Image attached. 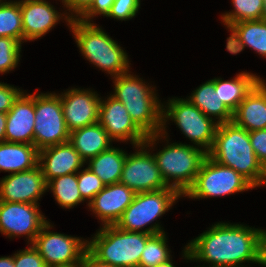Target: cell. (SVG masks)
I'll list each match as a JSON object with an SVG mask.
<instances>
[{
	"mask_svg": "<svg viewBox=\"0 0 266 267\" xmlns=\"http://www.w3.org/2000/svg\"><path fill=\"white\" fill-rule=\"evenodd\" d=\"M207 229L185 245L182 259L213 266L246 267L245 263H251L266 267L265 229L229 221Z\"/></svg>",
	"mask_w": 266,
	"mask_h": 267,
	"instance_id": "obj_1",
	"label": "cell"
},
{
	"mask_svg": "<svg viewBox=\"0 0 266 267\" xmlns=\"http://www.w3.org/2000/svg\"><path fill=\"white\" fill-rule=\"evenodd\" d=\"M207 155L240 173L255 188L266 186V168L255 155L248 131L233 122L218 124Z\"/></svg>",
	"mask_w": 266,
	"mask_h": 267,
	"instance_id": "obj_2",
	"label": "cell"
},
{
	"mask_svg": "<svg viewBox=\"0 0 266 267\" xmlns=\"http://www.w3.org/2000/svg\"><path fill=\"white\" fill-rule=\"evenodd\" d=\"M129 70L112 77L111 96L122 102L134 123L146 134L159 133L162 129V104L156 86L150 85ZM113 93V94H112Z\"/></svg>",
	"mask_w": 266,
	"mask_h": 267,
	"instance_id": "obj_3",
	"label": "cell"
},
{
	"mask_svg": "<svg viewBox=\"0 0 266 267\" xmlns=\"http://www.w3.org/2000/svg\"><path fill=\"white\" fill-rule=\"evenodd\" d=\"M82 56L110 77L131 70L128 53L96 23L72 19L68 26Z\"/></svg>",
	"mask_w": 266,
	"mask_h": 267,
	"instance_id": "obj_4",
	"label": "cell"
},
{
	"mask_svg": "<svg viewBox=\"0 0 266 267\" xmlns=\"http://www.w3.org/2000/svg\"><path fill=\"white\" fill-rule=\"evenodd\" d=\"M169 137L168 129L162 128L159 141H166L165 146L152 154L165 183L184 195L194 184L207 152L191 144L169 142Z\"/></svg>",
	"mask_w": 266,
	"mask_h": 267,
	"instance_id": "obj_5",
	"label": "cell"
},
{
	"mask_svg": "<svg viewBox=\"0 0 266 267\" xmlns=\"http://www.w3.org/2000/svg\"><path fill=\"white\" fill-rule=\"evenodd\" d=\"M91 236L87 239L88 251L99 261L113 267H139L142 251L152 235L104 225Z\"/></svg>",
	"mask_w": 266,
	"mask_h": 267,
	"instance_id": "obj_6",
	"label": "cell"
},
{
	"mask_svg": "<svg viewBox=\"0 0 266 267\" xmlns=\"http://www.w3.org/2000/svg\"><path fill=\"white\" fill-rule=\"evenodd\" d=\"M182 197L183 195L172 187L136 193L115 226L121 230L151 235L163 233L164 228L157 219L173 208L172 206Z\"/></svg>",
	"mask_w": 266,
	"mask_h": 267,
	"instance_id": "obj_7",
	"label": "cell"
},
{
	"mask_svg": "<svg viewBox=\"0 0 266 267\" xmlns=\"http://www.w3.org/2000/svg\"><path fill=\"white\" fill-rule=\"evenodd\" d=\"M162 104V128L174 122L193 146L209 152L213 146L217 122L204 115L189 99L172 97Z\"/></svg>",
	"mask_w": 266,
	"mask_h": 267,
	"instance_id": "obj_8",
	"label": "cell"
},
{
	"mask_svg": "<svg viewBox=\"0 0 266 267\" xmlns=\"http://www.w3.org/2000/svg\"><path fill=\"white\" fill-rule=\"evenodd\" d=\"M256 189L245 177L232 169L219 164L208 155L203 161L194 184L183 197L210 199L242 193Z\"/></svg>",
	"mask_w": 266,
	"mask_h": 267,
	"instance_id": "obj_9",
	"label": "cell"
},
{
	"mask_svg": "<svg viewBox=\"0 0 266 267\" xmlns=\"http://www.w3.org/2000/svg\"><path fill=\"white\" fill-rule=\"evenodd\" d=\"M159 143V133L147 135L141 145L133 146L135 152L127 153L120 183L135 193L150 192L169 188L152 154ZM151 151V152H150Z\"/></svg>",
	"mask_w": 266,
	"mask_h": 267,
	"instance_id": "obj_10",
	"label": "cell"
},
{
	"mask_svg": "<svg viewBox=\"0 0 266 267\" xmlns=\"http://www.w3.org/2000/svg\"><path fill=\"white\" fill-rule=\"evenodd\" d=\"M34 108V146L38 150L69 141L59 93L35 92Z\"/></svg>",
	"mask_w": 266,
	"mask_h": 267,
	"instance_id": "obj_11",
	"label": "cell"
},
{
	"mask_svg": "<svg viewBox=\"0 0 266 267\" xmlns=\"http://www.w3.org/2000/svg\"><path fill=\"white\" fill-rule=\"evenodd\" d=\"M54 224L49 220L36 235L32 245L48 267H79L88 250V240L50 231Z\"/></svg>",
	"mask_w": 266,
	"mask_h": 267,
	"instance_id": "obj_12",
	"label": "cell"
},
{
	"mask_svg": "<svg viewBox=\"0 0 266 267\" xmlns=\"http://www.w3.org/2000/svg\"><path fill=\"white\" fill-rule=\"evenodd\" d=\"M47 221L39 205L0 201V233L9 239L25 236L29 246Z\"/></svg>",
	"mask_w": 266,
	"mask_h": 267,
	"instance_id": "obj_13",
	"label": "cell"
},
{
	"mask_svg": "<svg viewBox=\"0 0 266 267\" xmlns=\"http://www.w3.org/2000/svg\"><path fill=\"white\" fill-rule=\"evenodd\" d=\"M102 98L98 123L108 136L114 142H130L132 147L143 144L147 135L134 123L123 103L111 95Z\"/></svg>",
	"mask_w": 266,
	"mask_h": 267,
	"instance_id": "obj_14",
	"label": "cell"
},
{
	"mask_svg": "<svg viewBox=\"0 0 266 267\" xmlns=\"http://www.w3.org/2000/svg\"><path fill=\"white\" fill-rule=\"evenodd\" d=\"M59 95L70 132L98 123L101 96L96 91L91 88L71 87Z\"/></svg>",
	"mask_w": 266,
	"mask_h": 267,
	"instance_id": "obj_15",
	"label": "cell"
},
{
	"mask_svg": "<svg viewBox=\"0 0 266 267\" xmlns=\"http://www.w3.org/2000/svg\"><path fill=\"white\" fill-rule=\"evenodd\" d=\"M47 0H20L21 18L23 25V43L35 41L45 36L64 20L67 26L72 18L66 11L59 12L56 6Z\"/></svg>",
	"mask_w": 266,
	"mask_h": 267,
	"instance_id": "obj_16",
	"label": "cell"
},
{
	"mask_svg": "<svg viewBox=\"0 0 266 267\" xmlns=\"http://www.w3.org/2000/svg\"><path fill=\"white\" fill-rule=\"evenodd\" d=\"M47 192V182L39 165L0 178V201L40 205L38 201Z\"/></svg>",
	"mask_w": 266,
	"mask_h": 267,
	"instance_id": "obj_17",
	"label": "cell"
},
{
	"mask_svg": "<svg viewBox=\"0 0 266 267\" xmlns=\"http://www.w3.org/2000/svg\"><path fill=\"white\" fill-rule=\"evenodd\" d=\"M135 192L119 183L105 187L88 204V209L101 221L100 226L115 225L132 203Z\"/></svg>",
	"mask_w": 266,
	"mask_h": 267,
	"instance_id": "obj_18",
	"label": "cell"
},
{
	"mask_svg": "<svg viewBox=\"0 0 266 267\" xmlns=\"http://www.w3.org/2000/svg\"><path fill=\"white\" fill-rule=\"evenodd\" d=\"M6 116L5 141L34 145V93L25 90Z\"/></svg>",
	"mask_w": 266,
	"mask_h": 267,
	"instance_id": "obj_19",
	"label": "cell"
},
{
	"mask_svg": "<svg viewBox=\"0 0 266 267\" xmlns=\"http://www.w3.org/2000/svg\"><path fill=\"white\" fill-rule=\"evenodd\" d=\"M38 165L48 182L58 176L77 173L86 164L68 141L39 150Z\"/></svg>",
	"mask_w": 266,
	"mask_h": 267,
	"instance_id": "obj_20",
	"label": "cell"
},
{
	"mask_svg": "<svg viewBox=\"0 0 266 267\" xmlns=\"http://www.w3.org/2000/svg\"><path fill=\"white\" fill-rule=\"evenodd\" d=\"M232 122L251 132L266 129V81L261 79L233 112Z\"/></svg>",
	"mask_w": 266,
	"mask_h": 267,
	"instance_id": "obj_21",
	"label": "cell"
},
{
	"mask_svg": "<svg viewBox=\"0 0 266 267\" xmlns=\"http://www.w3.org/2000/svg\"><path fill=\"white\" fill-rule=\"evenodd\" d=\"M69 142L86 163L90 158L109 149L114 141L99 123H95L71 131Z\"/></svg>",
	"mask_w": 266,
	"mask_h": 267,
	"instance_id": "obj_22",
	"label": "cell"
},
{
	"mask_svg": "<svg viewBox=\"0 0 266 267\" xmlns=\"http://www.w3.org/2000/svg\"><path fill=\"white\" fill-rule=\"evenodd\" d=\"M187 97L204 115L212 118L217 124L232 122L233 113L215 90V77L202 83Z\"/></svg>",
	"mask_w": 266,
	"mask_h": 267,
	"instance_id": "obj_23",
	"label": "cell"
},
{
	"mask_svg": "<svg viewBox=\"0 0 266 267\" xmlns=\"http://www.w3.org/2000/svg\"><path fill=\"white\" fill-rule=\"evenodd\" d=\"M39 150L31 144L0 143V172L9 174L30 170L38 165Z\"/></svg>",
	"mask_w": 266,
	"mask_h": 267,
	"instance_id": "obj_24",
	"label": "cell"
},
{
	"mask_svg": "<svg viewBox=\"0 0 266 267\" xmlns=\"http://www.w3.org/2000/svg\"><path fill=\"white\" fill-rule=\"evenodd\" d=\"M252 72L241 71L230 80L215 77V90L227 108L233 113L252 88L261 80Z\"/></svg>",
	"mask_w": 266,
	"mask_h": 267,
	"instance_id": "obj_25",
	"label": "cell"
},
{
	"mask_svg": "<svg viewBox=\"0 0 266 267\" xmlns=\"http://www.w3.org/2000/svg\"><path fill=\"white\" fill-rule=\"evenodd\" d=\"M126 155L125 150L112 145L85 164L105 185L115 184L120 182Z\"/></svg>",
	"mask_w": 266,
	"mask_h": 267,
	"instance_id": "obj_26",
	"label": "cell"
},
{
	"mask_svg": "<svg viewBox=\"0 0 266 267\" xmlns=\"http://www.w3.org/2000/svg\"><path fill=\"white\" fill-rule=\"evenodd\" d=\"M51 191L57 204L63 209H73L85 202L78 188L77 173L58 176L47 182V192Z\"/></svg>",
	"mask_w": 266,
	"mask_h": 267,
	"instance_id": "obj_27",
	"label": "cell"
},
{
	"mask_svg": "<svg viewBox=\"0 0 266 267\" xmlns=\"http://www.w3.org/2000/svg\"><path fill=\"white\" fill-rule=\"evenodd\" d=\"M245 47L266 58V21L246 20L232 24Z\"/></svg>",
	"mask_w": 266,
	"mask_h": 267,
	"instance_id": "obj_28",
	"label": "cell"
},
{
	"mask_svg": "<svg viewBox=\"0 0 266 267\" xmlns=\"http://www.w3.org/2000/svg\"><path fill=\"white\" fill-rule=\"evenodd\" d=\"M0 37H10L23 44L20 0L0 1Z\"/></svg>",
	"mask_w": 266,
	"mask_h": 267,
	"instance_id": "obj_29",
	"label": "cell"
},
{
	"mask_svg": "<svg viewBox=\"0 0 266 267\" xmlns=\"http://www.w3.org/2000/svg\"><path fill=\"white\" fill-rule=\"evenodd\" d=\"M166 232L152 235L146 242L139 261V267H154L172 258L167 244Z\"/></svg>",
	"mask_w": 266,
	"mask_h": 267,
	"instance_id": "obj_30",
	"label": "cell"
},
{
	"mask_svg": "<svg viewBox=\"0 0 266 267\" xmlns=\"http://www.w3.org/2000/svg\"><path fill=\"white\" fill-rule=\"evenodd\" d=\"M232 11L221 14V22L233 24L246 20H260L263 0H231Z\"/></svg>",
	"mask_w": 266,
	"mask_h": 267,
	"instance_id": "obj_31",
	"label": "cell"
},
{
	"mask_svg": "<svg viewBox=\"0 0 266 267\" xmlns=\"http://www.w3.org/2000/svg\"><path fill=\"white\" fill-rule=\"evenodd\" d=\"M22 43L10 37H0V74L14 71L20 64ZM14 69V70H13Z\"/></svg>",
	"mask_w": 266,
	"mask_h": 267,
	"instance_id": "obj_32",
	"label": "cell"
},
{
	"mask_svg": "<svg viewBox=\"0 0 266 267\" xmlns=\"http://www.w3.org/2000/svg\"><path fill=\"white\" fill-rule=\"evenodd\" d=\"M78 188L82 199L88 204L105 187L101 179L93 173L88 167L77 172Z\"/></svg>",
	"mask_w": 266,
	"mask_h": 267,
	"instance_id": "obj_33",
	"label": "cell"
},
{
	"mask_svg": "<svg viewBox=\"0 0 266 267\" xmlns=\"http://www.w3.org/2000/svg\"><path fill=\"white\" fill-rule=\"evenodd\" d=\"M140 6V0H115L107 17L117 21H128L135 18Z\"/></svg>",
	"mask_w": 266,
	"mask_h": 267,
	"instance_id": "obj_34",
	"label": "cell"
},
{
	"mask_svg": "<svg viewBox=\"0 0 266 267\" xmlns=\"http://www.w3.org/2000/svg\"><path fill=\"white\" fill-rule=\"evenodd\" d=\"M15 267H48L32 244L13 254Z\"/></svg>",
	"mask_w": 266,
	"mask_h": 267,
	"instance_id": "obj_35",
	"label": "cell"
},
{
	"mask_svg": "<svg viewBox=\"0 0 266 267\" xmlns=\"http://www.w3.org/2000/svg\"><path fill=\"white\" fill-rule=\"evenodd\" d=\"M25 90L0 82V113H7Z\"/></svg>",
	"mask_w": 266,
	"mask_h": 267,
	"instance_id": "obj_36",
	"label": "cell"
},
{
	"mask_svg": "<svg viewBox=\"0 0 266 267\" xmlns=\"http://www.w3.org/2000/svg\"><path fill=\"white\" fill-rule=\"evenodd\" d=\"M114 1L115 0H93L90 7L78 19L85 23H94L93 18L101 15L107 17Z\"/></svg>",
	"mask_w": 266,
	"mask_h": 267,
	"instance_id": "obj_37",
	"label": "cell"
},
{
	"mask_svg": "<svg viewBox=\"0 0 266 267\" xmlns=\"http://www.w3.org/2000/svg\"><path fill=\"white\" fill-rule=\"evenodd\" d=\"M248 134L255 155L266 168V129L251 131Z\"/></svg>",
	"mask_w": 266,
	"mask_h": 267,
	"instance_id": "obj_38",
	"label": "cell"
},
{
	"mask_svg": "<svg viewBox=\"0 0 266 267\" xmlns=\"http://www.w3.org/2000/svg\"><path fill=\"white\" fill-rule=\"evenodd\" d=\"M93 0H65L62 7L72 19H78L92 4ZM67 9V10H66Z\"/></svg>",
	"mask_w": 266,
	"mask_h": 267,
	"instance_id": "obj_39",
	"label": "cell"
},
{
	"mask_svg": "<svg viewBox=\"0 0 266 267\" xmlns=\"http://www.w3.org/2000/svg\"><path fill=\"white\" fill-rule=\"evenodd\" d=\"M221 23H223V25L226 27V29H228V31L230 32V36L226 40L227 41V43H226L227 52H229L232 55L239 54L246 47L242 43V41L238 35V31L236 30V28L232 24H228V23H224V22H221Z\"/></svg>",
	"mask_w": 266,
	"mask_h": 267,
	"instance_id": "obj_40",
	"label": "cell"
},
{
	"mask_svg": "<svg viewBox=\"0 0 266 267\" xmlns=\"http://www.w3.org/2000/svg\"><path fill=\"white\" fill-rule=\"evenodd\" d=\"M79 267H113L110 264L99 261L88 250L82 256Z\"/></svg>",
	"mask_w": 266,
	"mask_h": 267,
	"instance_id": "obj_41",
	"label": "cell"
},
{
	"mask_svg": "<svg viewBox=\"0 0 266 267\" xmlns=\"http://www.w3.org/2000/svg\"><path fill=\"white\" fill-rule=\"evenodd\" d=\"M6 120V113H0V143L5 141Z\"/></svg>",
	"mask_w": 266,
	"mask_h": 267,
	"instance_id": "obj_42",
	"label": "cell"
},
{
	"mask_svg": "<svg viewBox=\"0 0 266 267\" xmlns=\"http://www.w3.org/2000/svg\"><path fill=\"white\" fill-rule=\"evenodd\" d=\"M0 267H15L13 254L11 256H1L0 257Z\"/></svg>",
	"mask_w": 266,
	"mask_h": 267,
	"instance_id": "obj_43",
	"label": "cell"
},
{
	"mask_svg": "<svg viewBox=\"0 0 266 267\" xmlns=\"http://www.w3.org/2000/svg\"><path fill=\"white\" fill-rule=\"evenodd\" d=\"M154 267H176V266L173 264V260L171 258L167 262L162 263V264H158L157 266H154Z\"/></svg>",
	"mask_w": 266,
	"mask_h": 267,
	"instance_id": "obj_44",
	"label": "cell"
},
{
	"mask_svg": "<svg viewBox=\"0 0 266 267\" xmlns=\"http://www.w3.org/2000/svg\"><path fill=\"white\" fill-rule=\"evenodd\" d=\"M264 21H266V0H263V13L262 18Z\"/></svg>",
	"mask_w": 266,
	"mask_h": 267,
	"instance_id": "obj_45",
	"label": "cell"
},
{
	"mask_svg": "<svg viewBox=\"0 0 266 267\" xmlns=\"http://www.w3.org/2000/svg\"><path fill=\"white\" fill-rule=\"evenodd\" d=\"M197 267H226V266H213V265H207V266L206 265H202V266L200 265L199 266L198 265Z\"/></svg>",
	"mask_w": 266,
	"mask_h": 267,
	"instance_id": "obj_46",
	"label": "cell"
}]
</instances>
